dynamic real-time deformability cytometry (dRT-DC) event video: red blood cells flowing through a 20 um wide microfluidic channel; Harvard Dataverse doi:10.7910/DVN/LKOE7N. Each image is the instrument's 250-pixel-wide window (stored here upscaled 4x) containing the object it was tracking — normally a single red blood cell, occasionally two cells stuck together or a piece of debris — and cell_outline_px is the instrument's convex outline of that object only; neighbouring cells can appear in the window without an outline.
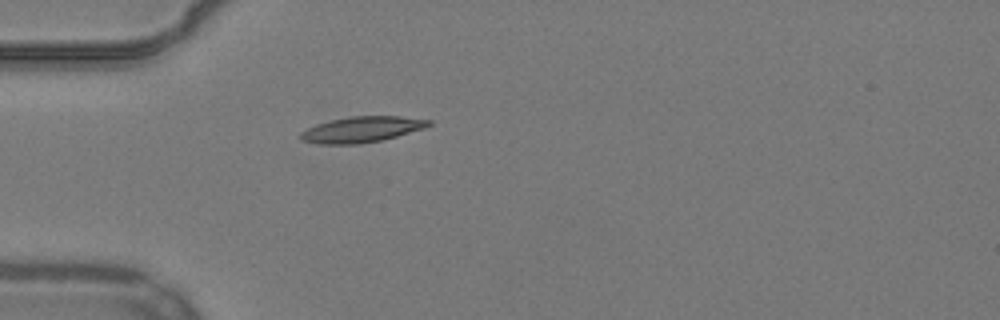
{"species": "common noctule bat (a hibernating species)", "species_latin": "Nyctalus noctula", "temperature_condition": "warm", "stored_images_in_passage": 39, "camera_frame_rate_fps": 3000, "um_per_image_px": 0.085, "animal": {"sex": "male", "body_mass_g": 19.2, "forearm_length_mm": 51.8}, "frame": {"image": 1, "passage_image": 1, "time_ms": 0.0, "image_size_px": [1000, 320], "cell_outline_px": [[432, 124], [424, 128], [396, 136], [380, 140], [360, 144], [316, 144], [300, 140], [300, 132], [316, 124], [332, 120], [352, 116], [400, 116], [432, 120]], "centroid_in_image_um": [30.73, 11.0], "position_along_channel_um": 54.3, "area_um2": 19.19}}
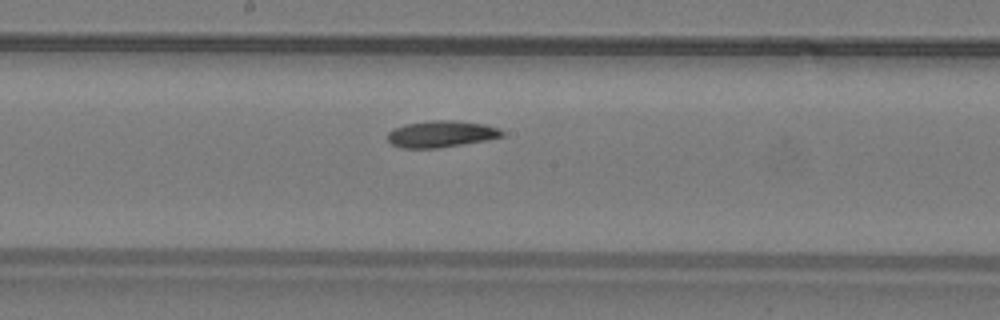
{"frame": {"image": 2, "passage_image": 14, "time_ms": 4.333, "image_size_px": [1000, 320], "cell_outline_px": [[504, 136], [488, 140], [436, 148], [400, 148], [392, 144], [388, 140], [388, 132], [404, 124], [432, 120], [456, 120], [484, 124], [496, 128], [504, 132]], "centroid_in_image_um": [37.5, 11.39], "position_along_channel_um": 210.7, "area_um2": 17.69}}
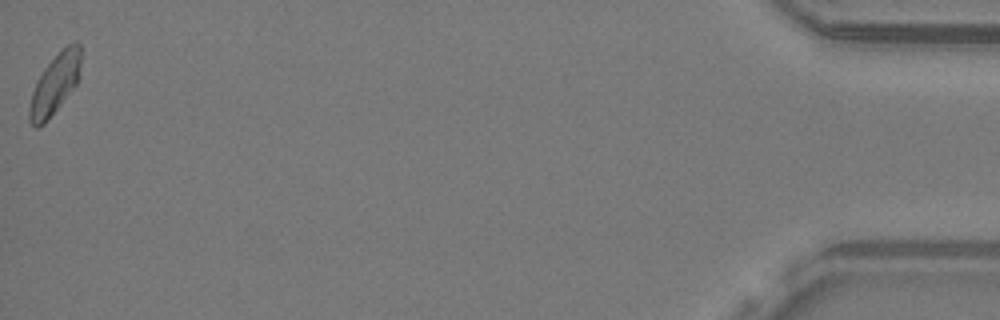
{"frame": {"image": 3, "passage_image": 39, "time_ms": 12.667, "image_size_px": [1000, 320], "cell_outline_px": [[80, 64], [76, 84], [44, 124], [36, 128], [28, 120], [28, 108], [32, 92], [44, 68], [68, 44], [76, 40], [80, 44]], "centroid_in_image_um": [4.64, 7.17], "position_along_channel_um": 430.6, "area_um2": 17.46}, "authors_computed_cell_mechanics": {"area_um2": 17.629, "velocity_mm_per_s": 3.8154, "shape_relaxation_time_tau1_ms": 6.2753, "shape_relaxation_time_tau2_ms": null, "deformation_change_tau1": 0.1288, "deformation_change_tau2": null}}